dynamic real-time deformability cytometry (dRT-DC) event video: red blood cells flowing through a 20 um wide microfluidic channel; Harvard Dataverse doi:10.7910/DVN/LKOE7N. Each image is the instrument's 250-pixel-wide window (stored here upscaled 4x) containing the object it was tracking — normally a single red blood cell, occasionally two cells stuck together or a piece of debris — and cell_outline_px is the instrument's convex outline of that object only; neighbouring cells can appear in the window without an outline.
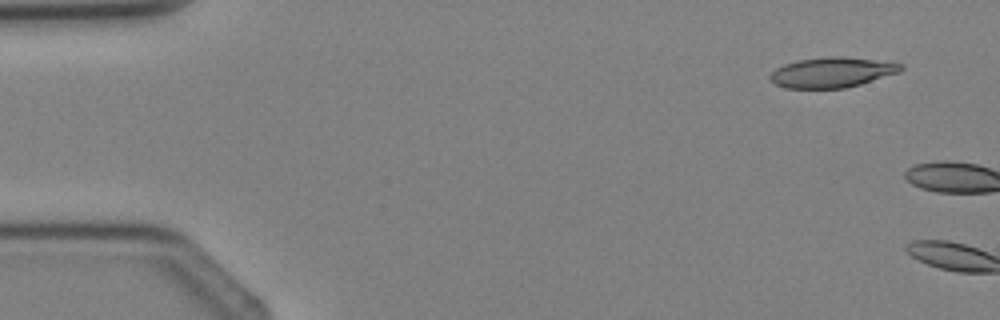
{"species": "Egyptian fruit bat (a non-hibernating species)", "species_latin": "Rousettus aegyptiacus", "temperature_condition": "cold", "stored_images_in_passage": 3, "camera_frame_rate_fps": 3000, "um_per_image_px": 0.085, "animal": {"sex": "female"}, "frame": {"image": 1, "passage_image": 1, "time_ms": 0.0, "image_size_px": [1000, 320], "cell_outline_px": [[904, 68], [900, 72], [860, 84], [844, 88], [784, 88], [776, 84], [768, 76], [776, 68], [784, 64], [800, 60], [828, 56], [836, 56], [872, 60], [904, 64]], "centroid_in_image_um": [70.71, 6.16], "position_along_channel_um": 14.3, "area_um2": 22.72}}